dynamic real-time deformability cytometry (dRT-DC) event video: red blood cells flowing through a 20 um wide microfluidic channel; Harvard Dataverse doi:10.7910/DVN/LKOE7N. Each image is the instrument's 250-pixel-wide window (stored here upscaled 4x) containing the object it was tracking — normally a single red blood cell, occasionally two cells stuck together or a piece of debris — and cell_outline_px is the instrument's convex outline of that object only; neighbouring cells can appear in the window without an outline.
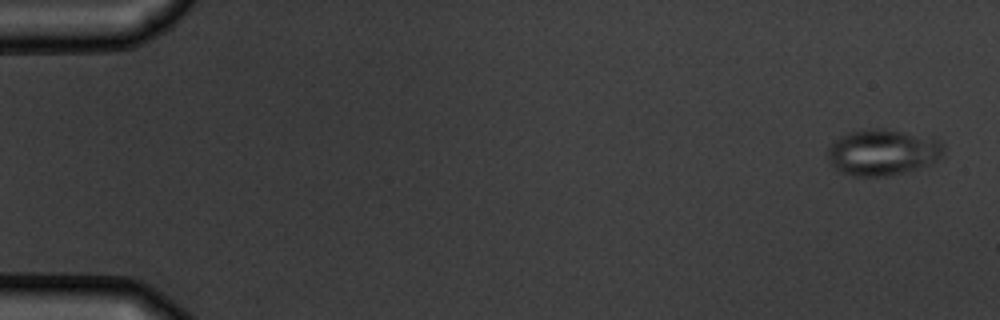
{"species": "common noctule bat (a hibernating species)", "species_latin": "Nyctalus noctula", "temperature_condition": "warm", "stored_images_in_passage": 6, "camera_frame_rate_fps": 3000, "um_per_image_px": 0.085, "animal": {"sex": "male", "body_mass_g": 19.5, "forearm_length_mm": 54.6}, "frame": {"image": 1, "passage_image": 1, "time_ms": 0.0, "image_size_px": [1000, 320], "cell_outline_px": [[944, 152], [936, 160], [928, 164], [908, 172], [888, 176], [852, 176], [840, 172], [828, 160], [828, 148], [840, 136], [848, 132], [864, 128], [880, 128], [936, 136], [944, 144]], "centroid_in_image_um": [75.06, 12.92], "position_along_channel_um": 9.9, "area_um2": 31.67}}